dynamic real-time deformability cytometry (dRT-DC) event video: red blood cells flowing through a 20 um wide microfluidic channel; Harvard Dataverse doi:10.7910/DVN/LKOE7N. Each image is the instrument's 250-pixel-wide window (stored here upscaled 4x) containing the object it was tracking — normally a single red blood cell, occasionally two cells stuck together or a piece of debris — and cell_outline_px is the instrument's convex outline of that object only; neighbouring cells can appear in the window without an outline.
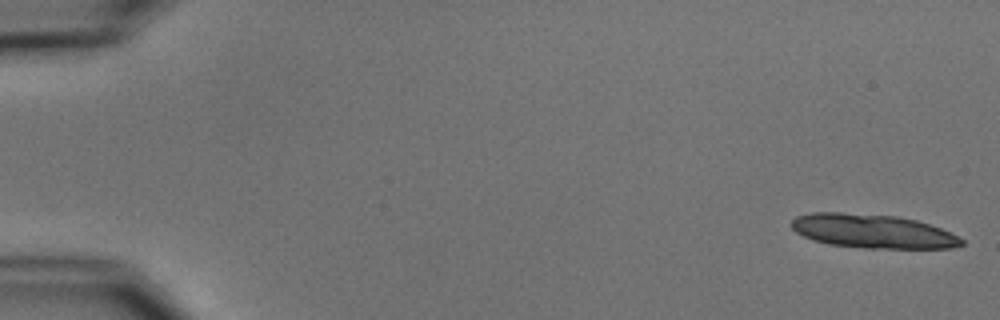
{"species": "common noctule bat (a hibernating species)", "species_latin": "Nyctalus noctula", "temperature_condition": "cold", "stored_images_in_passage": 16, "camera_frame_rate_fps": 3000, "um_per_image_px": 0.085, "animal": {"sex": "male", "body_mass_g": 15.6}, "frame": {"image": 1, "passage_image": 1, "time_ms": 0.0, "image_size_px": [1000, 320], "cell_outline_px": [[964, 244], [952, 248], [864, 248], [828, 244], [812, 240], [796, 232], [792, 228], [792, 220], [796, 216], [812, 212], [840, 212], [896, 216], [916, 220], [940, 228], [964, 240]], "centroid_in_image_um": [74.14, 19.65], "position_along_channel_um": 10.9, "area_um2": 33.47}}